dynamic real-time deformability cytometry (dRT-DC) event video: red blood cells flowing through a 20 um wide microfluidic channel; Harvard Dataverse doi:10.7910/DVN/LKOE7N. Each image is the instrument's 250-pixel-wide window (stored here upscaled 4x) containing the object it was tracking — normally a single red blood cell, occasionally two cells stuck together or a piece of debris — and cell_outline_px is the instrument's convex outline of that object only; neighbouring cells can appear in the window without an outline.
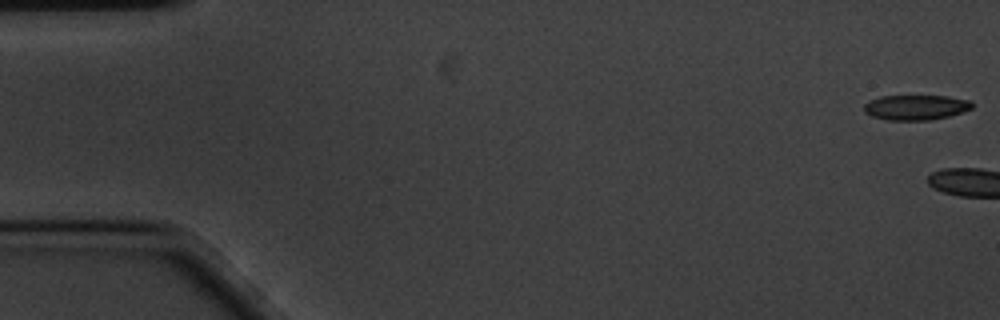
{"species": "common noctule bat (a hibernating species)", "species_latin": "Nyctalus noctula", "temperature_condition": "cold", "stored_images_in_passage": 9, "camera_frame_rate_fps": 3000, "um_per_image_px": 0.085, "animal": {"sex": "male", "body_mass_g": 20.1, "forearm_length_mm": 53.5}, "frame": {"image": 1, "passage_image": 1, "time_ms": 0.0, "image_size_px": [1000, 320], "cell_outline_px": [[972, 108], [948, 116], [928, 120], [888, 120], [872, 116], [864, 112], [864, 104], [880, 96], [948, 96], [968, 100], [972, 104]], "centroid_in_image_um": [77.81, 9.12], "position_along_channel_um": 7.2, "area_um2": 15.55}}